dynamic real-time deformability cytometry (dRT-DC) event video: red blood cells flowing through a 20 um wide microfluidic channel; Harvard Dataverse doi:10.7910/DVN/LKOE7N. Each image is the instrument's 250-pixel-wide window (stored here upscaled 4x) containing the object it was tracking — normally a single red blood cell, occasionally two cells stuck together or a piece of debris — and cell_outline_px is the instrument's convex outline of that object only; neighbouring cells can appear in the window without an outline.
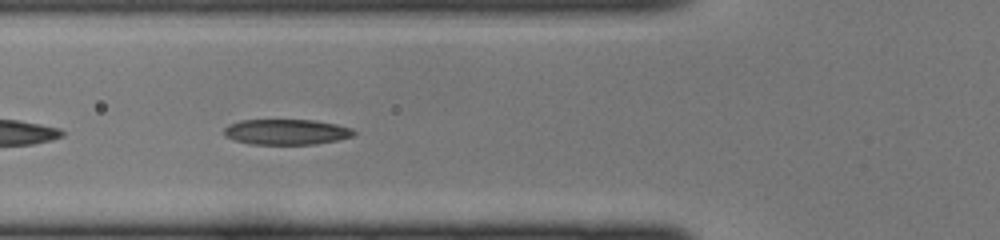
{"species": "common noctule bat (a hibernating species)", "species_latin": "Nyctalus noctula", "temperature_condition": "cold", "stored_images_in_passage": 36, "camera_frame_rate_fps": 3000, "um_per_image_px": 0.085, "animal": {"sex": "female", "body_mass_g": 22.0, "forearm_length_mm": 56.7}, "frame": {"image": 1, "passage_image": 7, "time_ms": 2.0, "image_size_px": [1000, 240], "cell_outline_px": [[356, 132], [352, 136], [336, 140], [316, 144], [248, 144], [224, 136], [224, 128], [228, 124], [240, 120], [316, 120], [336, 124], [352, 128]], "centroid_in_image_um": [24.32, 11.21], "position_along_channel_um": 101.5, "area_um2": 19.31}}
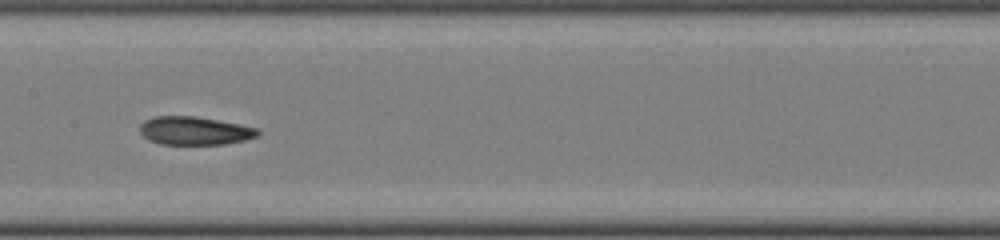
{"frame": {"image": 2, "passage_image": 13, "time_ms": 4.0, "image_size_px": [1000, 240], "cell_outline_px": [[260, 136], [244, 140], [224, 144], [160, 144], [148, 140], [140, 132], [140, 124], [144, 120], [152, 116], [196, 116], [240, 124], [256, 128], [260, 132]], "centroid_in_image_um": [16.53, 11.11], "position_along_channel_um": 190.9, "area_um2": 19.54}}
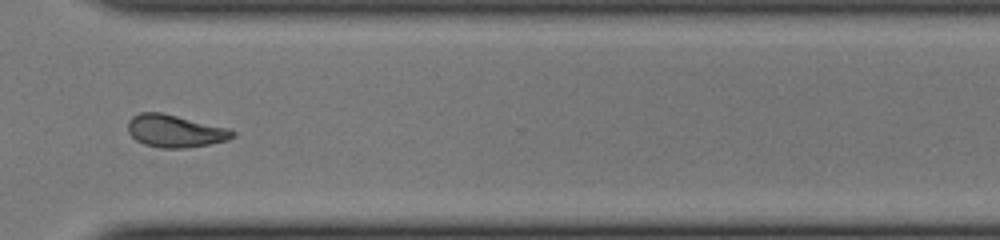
{"frame": {"image": 3, "passage_image": 24, "time_ms": 7.667, "image_size_px": [1000, 240], "cell_outline_px": [[236, 136], [228, 140], [208, 144], [184, 148], [160, 148], [144, 144], [136, 140], [128, 132], [128, 120], [132, 116], [140, 112], [160, 112], [228, 128], [236, 132]], "centroid_in_image_um": [14.87, 11.14], "position_along_channel_um": 355.7, "area_um2": 19.77}}